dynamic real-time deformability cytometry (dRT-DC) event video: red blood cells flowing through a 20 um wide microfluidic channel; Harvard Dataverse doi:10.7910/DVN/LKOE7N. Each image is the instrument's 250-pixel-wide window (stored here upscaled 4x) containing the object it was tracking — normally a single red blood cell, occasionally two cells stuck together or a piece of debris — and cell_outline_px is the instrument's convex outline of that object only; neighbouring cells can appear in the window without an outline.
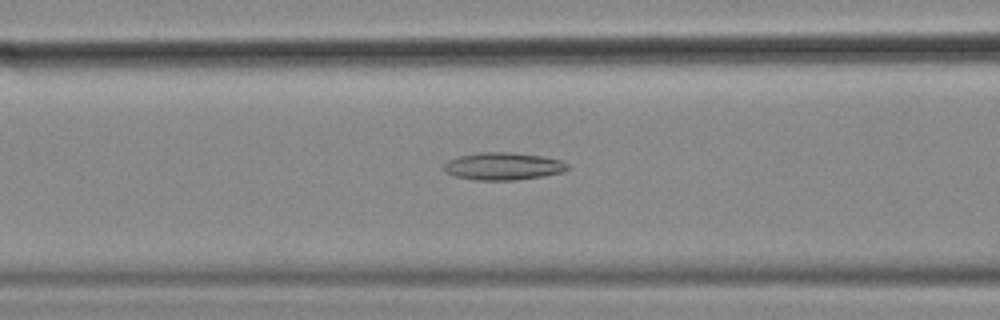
{"species": "common noctule bat (a hibernating species)", "species_latin": "Nyctalus noctula", "temperature_condition": "cold", "stored_images_in_passage": 52, "camera_frame_rate_fps": 3000, "um_per_image_px": 0.085, "animal": {"sex": "female", "body_mass_g": 18.4}, "frame": {"image": 1, "passage_image": 19, "time_ms": 6.0, "image_size_px": [1000, 320], "cell_outline_px": [[568, 168], [560, 172], [544, 176], [512, 180], [476, 180], [456, 176], [444, 172], [444, 164], [448, 160], [460, 156], [476, 152], [512, 152], [544, 156], [560, 160], [568, 164]], "centroid_in_image_um": [42.75, 14.12], "position_along_channel_um": 123.9, "area_um2": 19.77}}
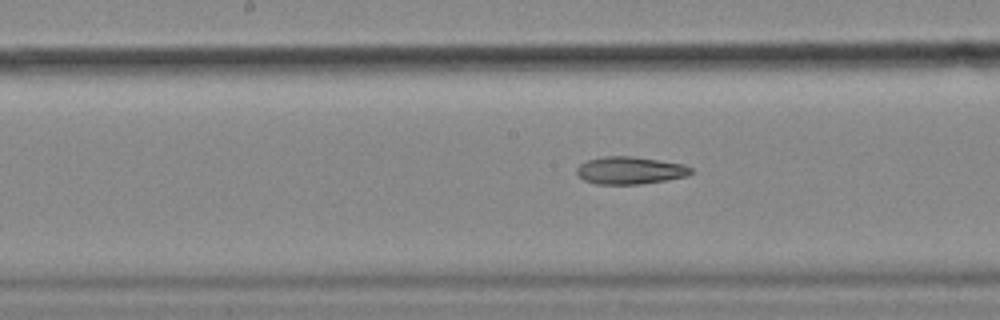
{"frame": {"image": 2, "passage_image": 25, "time_ms": 8.0, "image_size_px": [1000, 320], "cell_outline_px": [[692, 172], [688, 176], [668, 180], [640, 184], [596, 184], [584, 180], [576, 172], [576, 168], [580, 164], [588, 160], [604, 156], [632, 156], [684, 164], [692, 168]], "centroid_in_image_um": [53.57, 14.49], "position_along_channel_um": 194.6, "area_um2": 18.32}}
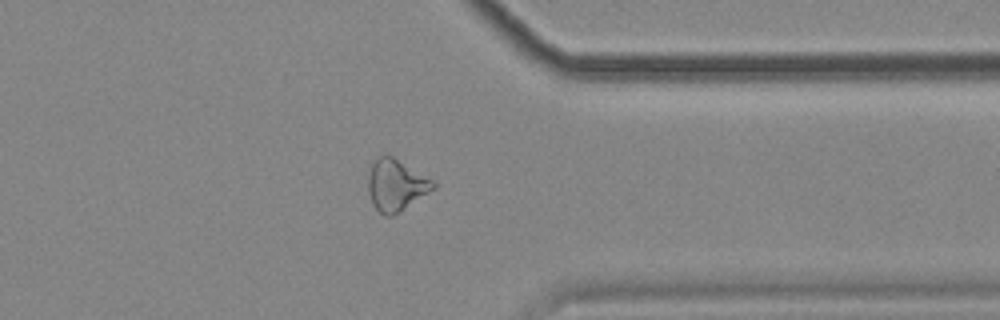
{"frame": {"image": 3, "passage_image": 41, "time_ms": 13.333, "image_size_px": [1000, 320], "cell_outline_px": [[436, 188], [392, 216], [384, 216], [372, 204], [368, 192], [368, 176], [372, 164], [376, 156], [384, 152], [392, 156], [436, 180]], "centroid_in_image_um": [33.67, 15.69], "position_along_channel_um": 377.7, "area_um2": 19.88}}